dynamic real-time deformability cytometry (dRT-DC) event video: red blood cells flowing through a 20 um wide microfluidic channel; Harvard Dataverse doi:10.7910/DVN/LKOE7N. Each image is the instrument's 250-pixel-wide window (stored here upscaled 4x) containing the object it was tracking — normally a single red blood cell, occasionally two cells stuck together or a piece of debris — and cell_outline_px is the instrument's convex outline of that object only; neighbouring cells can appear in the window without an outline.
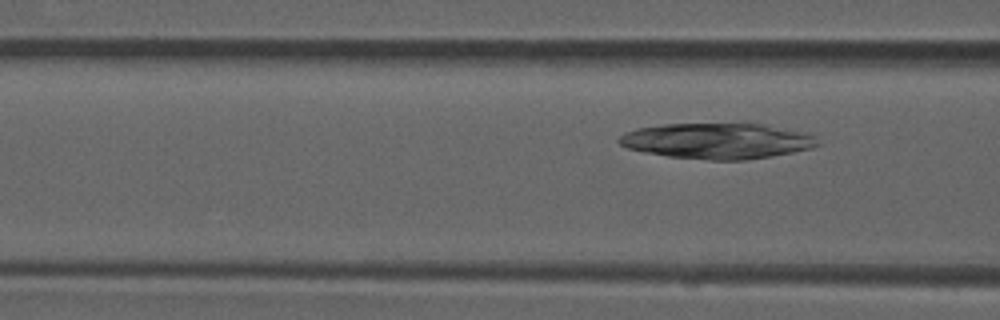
{"species": "common noctule bat (a hibernating species)", "species_latin": "Nyctalus noctula", "temperature_condition": "room temperature", "stored_images_in_passage": 3, "camera_frame_rate_fps": 3000, "um_per_image_px": 0.085, "animal": {"sex": "male", "forearm_length_mm": 52.5}, "frame": {"image": 1, "passage_image": 3, "time_ms": 0.667, "image_size_px": [1000, 320], "cell_outline_px": [[820, 144], [812, 148], [772, 156], [744, 160], [712, 160], [668, 156], [644, 152], [628, 148], [620, 144], [616, 140], [620, 136], [636, 128], [664, 124], [764, 124], [812, 136]], "centroid_in_image_um": [60.9, 11.99], "position_along_channel_um": 105.7, "area_um2": 40.63}}